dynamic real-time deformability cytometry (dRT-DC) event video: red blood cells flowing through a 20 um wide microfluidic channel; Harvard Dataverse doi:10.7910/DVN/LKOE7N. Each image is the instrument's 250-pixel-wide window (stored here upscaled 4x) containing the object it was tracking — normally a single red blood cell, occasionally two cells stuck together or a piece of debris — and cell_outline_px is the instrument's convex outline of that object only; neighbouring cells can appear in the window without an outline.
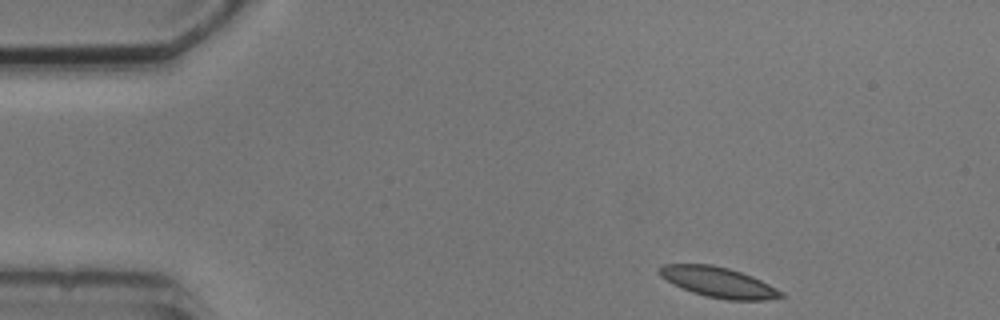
{"species": "common noctule bat (a hibernating species)", "species_latin": "Nyctalus noctula", "temperature_condition": "cold", "stored_images_in_passage": 4, "camera_frame_rate_fps": 3000, "um_per_image_px": 0.085, "animal": {"sex": "male", "body_mass_g": 20.5, "forearm_length_mm": 52.5}, "frame": {"image": 1, "passage_image": 1, "time_ms": 0.0, "image_size_px": [1000, 320], "cell_outline_px": [[788, 296], [764, 300], [728, 300], [704, 296], [692, 292], [660, 276], [660, 264], [712, 264], [728, 268], [752, 276], [784, 292]], "centroid_in_image_um": [61.12, 23.99], "position_along_channel_um": 23.9, "area_um2": 21.27}}
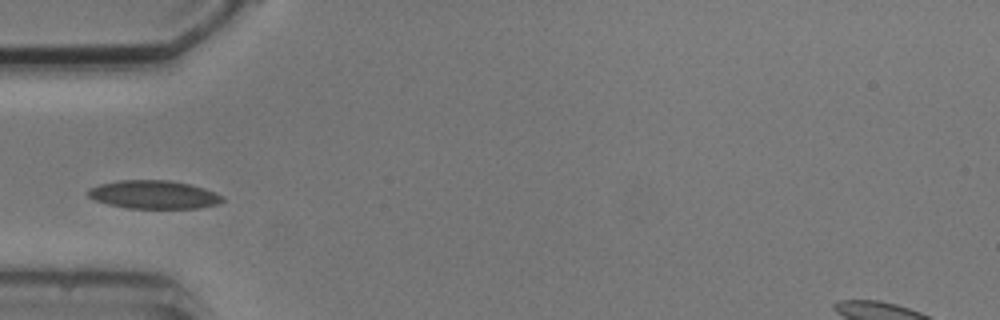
{"frame": {"image": 2, "passage_image": 4, "time_ms": 3.333, "image_size_px": [1000, 320], "cell_outline_px": [[224, 200], [220, 204], [200, 208], [128, 208], [108, 204], [96, 200], [88, 196], [84, 192], [88, 188], [100, 184], [120, 180], [168, 180], [192, 184], [216, 192], [224, 196]], "centroid_in_image_um": [13.1, 16.54], "position_along_channel_um": 71.9, "area_um2": 22.43}}